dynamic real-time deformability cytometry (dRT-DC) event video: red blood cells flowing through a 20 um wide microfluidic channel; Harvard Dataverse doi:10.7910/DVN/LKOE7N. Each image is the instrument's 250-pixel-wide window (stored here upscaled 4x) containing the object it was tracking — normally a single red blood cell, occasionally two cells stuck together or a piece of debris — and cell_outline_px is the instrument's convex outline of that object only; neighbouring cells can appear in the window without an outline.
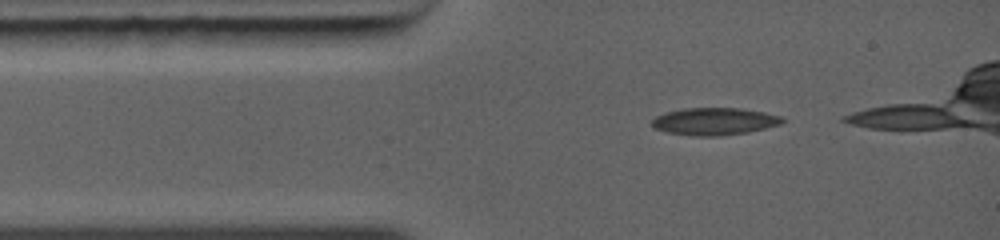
{"species": "common noctule bat (a hibernating species)", "species_latin": "Nyctalus noctula", "temperature_condition": "warm", "stored_images_in_passage": 11, "camera_frame_rate_fps": 5000, "um_per_image_px": 0.085, "animal": {"sex": "female", "body_mass_g": 19.0, "forearm_length_mm": 56.7}, "frame": {"image": 1, "passage_image": 1, "time_ms": 0.0, "image_size_px": [1000, 240], "cell_outline_px": [[784, 120], [780, 124], [748, 132], [720, 136], [688, 136], [668, 132], [652, 128], [648, 124], [656, 116], [664, 112], [684, 108], [740, 108], [764, 112], [780, 116]], "centroid_in_image_um": [60.64, 10.32], "position_along_channel_um": 24.4, "area_um2": 20.92}}